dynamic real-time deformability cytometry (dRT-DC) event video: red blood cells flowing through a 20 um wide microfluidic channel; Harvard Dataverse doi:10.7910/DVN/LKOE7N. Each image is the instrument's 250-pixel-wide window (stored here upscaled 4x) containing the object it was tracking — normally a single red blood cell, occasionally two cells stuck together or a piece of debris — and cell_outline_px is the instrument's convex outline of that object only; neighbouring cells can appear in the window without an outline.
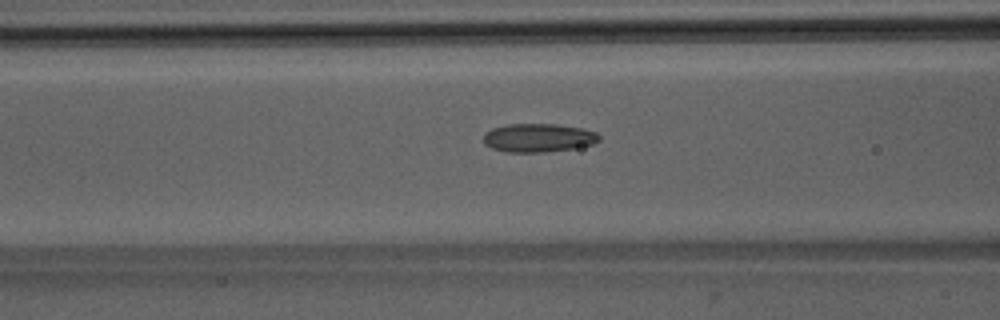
{"species": "Egyptian fruit bat (a non-hibernating species)", "species_latin": "Rousettus aegyptiacus", "temperature_condition": "room temperature", "stored_images_in_passage": 38, "camera_frame_rate_fps": 3000, "um_per_image_px": 0.085, "animal": {"sex": "male"}, "frame": {"image": 1, "passage_image": 10, "time_ms": 3.0, "image_size_px": [1000, 320], "cell_outline_px": [[600, 140], [592, 144], [572, 148], [544, 152], [504, 152], [492, 148], [484, 144], [484, 132], [492, 128], [508, 124], [556, 124], [584, 128], [596, 132], [600, 136]], "centroid_in_image_um": [45.74, 11.71], "position_along_channel_um": 120.9, "area_um2": 19.31}}
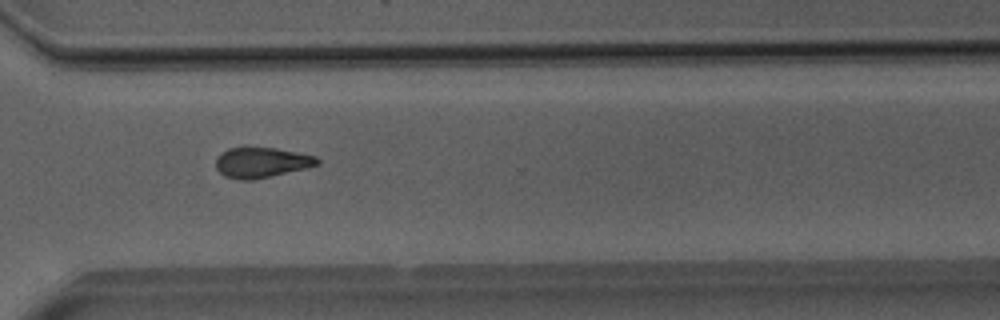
{"frame": {"image": 2, "passage_image": 27, "time_ms": 8.667, "image_size_px": [1000, 320], "cell_outline_px": [[320, 164], [304, 168], [252, 180], [236, 180], [224, 176], [216, 168], [216, 160], [220, 152], [228, 148], [244, 144], [276, 148], [316, 156], [320, 160]], "centroid_in_image_um": [22.16, 13.76], "position_along_channel_um": 348.4, "area_um2": 18.44}}
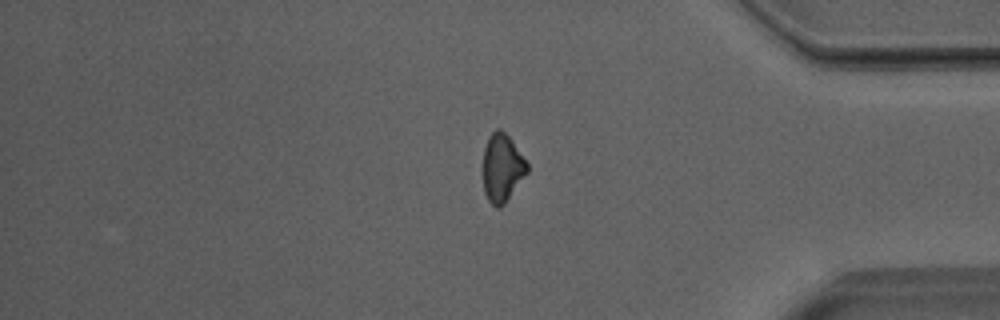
{"frame": {"image": 3, "passage_image": 32, "time_ms": 10.333, "image_size_px": [1000, 320], "cell_outline_px": [[528, 172], [504, 204], [500, 208], [496, 208], [488, 200], [484, 192], [484, 148], [488, 136], [496, 128], [500, 128], [512, 140], [528, 164]], "centroid_in_image_um": [42.68, 14.26], "position_along_channel_um": 392.5, "area_um2": 17.4}}